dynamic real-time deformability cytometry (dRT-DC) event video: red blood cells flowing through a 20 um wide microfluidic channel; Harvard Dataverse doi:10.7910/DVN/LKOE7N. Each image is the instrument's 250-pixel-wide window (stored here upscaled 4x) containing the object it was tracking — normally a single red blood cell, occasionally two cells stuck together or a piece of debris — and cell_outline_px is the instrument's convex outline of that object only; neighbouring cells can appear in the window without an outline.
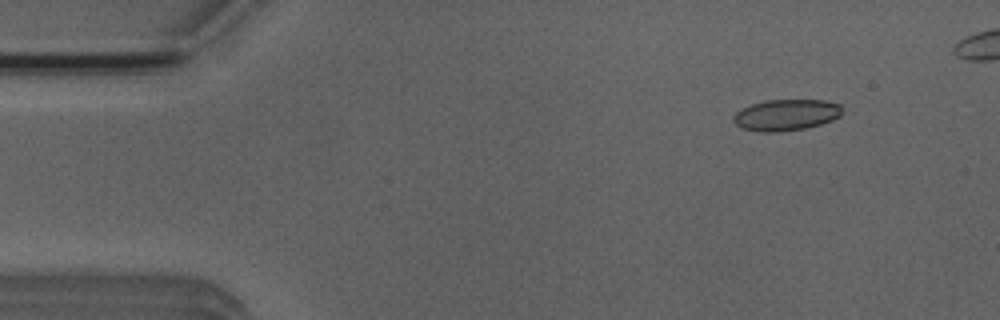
{"species": "Egyptian fruit bat (a non-hibernating species)", "species_latin": "Rousettus aegyptiacus", "temperature_condition": "room temperature", "stored_images_in_passage": 39, "camera_frame_rate_fps": 3000, "um_per_image_px": 0.085, "animal": {"sex": "male"}, "frame": {"image": 1, "passage_image": 2, "time_ms": 0.333, "image_size_px": [1000, 320], "cell_outline_px": [[840, 116], [832, 120], [820, 124], [804, 128], [780, 132], [760, 132], [740, 128], [732, 120], [732, 116], [736, 112], [752, 104], [764, 100], [824, 100], [840, 104]], "centroid_in_image_um": [66.78, 9.77], "position_along_channel_um": 18.2, "area_um2": 19.77}}
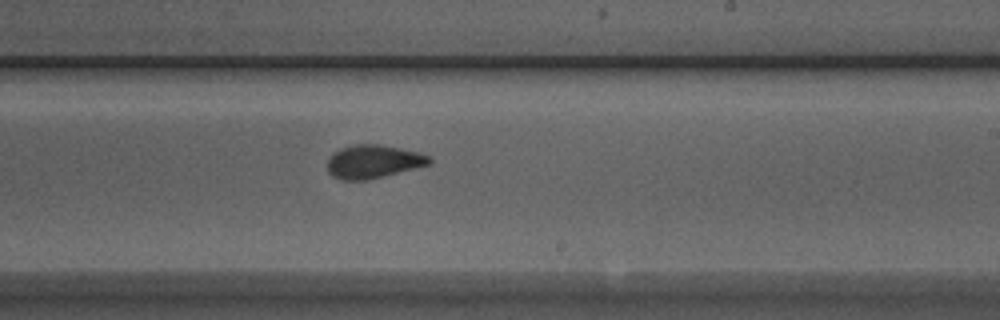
{"frame": {"image": 2, "passage_image": 27, "time_ms": 8.667, "image_size_px": [1000, 320], "cell_outline_px": [[432, 160], [428, 164], [364, 180], [344, 180], [332, 176], [328, 172], [328, 156], [332, 152], [340, 148], [356, 144], [380, 144], [400, 148], [416, 152], [428, 156]], "centroid_in_image_um": [31.64, 13.71], "position_along_channel_um": 257.4, "area_um2": 19.36}}
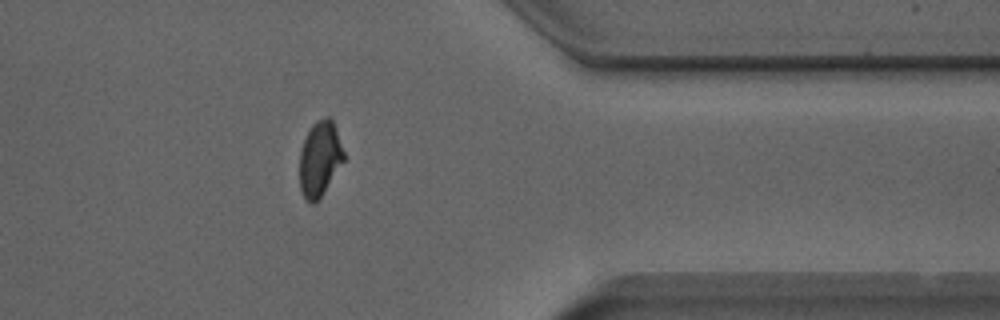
{"frame": {"image": 3, "passage_image": 38, "time_ms": 12.333, "image_size_px": [1000, 320], "cell_outline_px": [[344, 160], [316, 204], [308, 204], [300, 188], [300, 152], [304, 140], [312, 124], [316, 120], [328, 116], [332, 120], [336, 128], [344, 152]], "centroid_in_image_um": [27.18, 13.5], "position_along_channel_um": 384.2, "area_um2": 19.25}}